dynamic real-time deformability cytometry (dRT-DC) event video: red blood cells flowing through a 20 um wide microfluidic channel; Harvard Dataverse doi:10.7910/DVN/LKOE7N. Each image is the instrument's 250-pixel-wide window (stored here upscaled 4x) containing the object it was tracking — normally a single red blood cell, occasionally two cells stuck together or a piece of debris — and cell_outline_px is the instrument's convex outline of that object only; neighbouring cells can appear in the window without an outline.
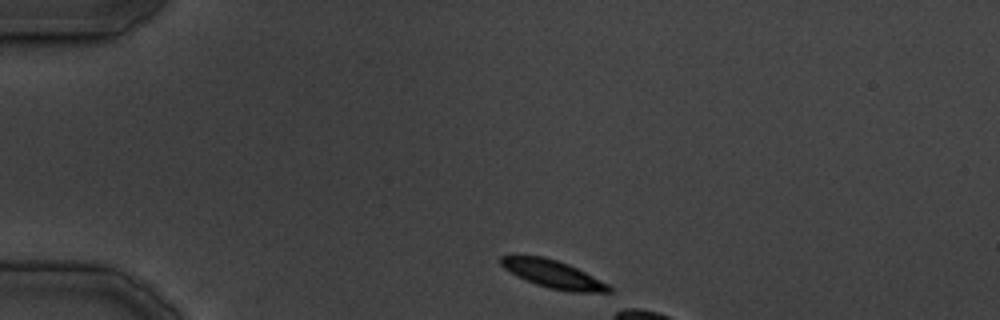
{"species": "common noctule bat (a hibernating species)", "species_latin": "Nyctalus noctula", "temperature_condition": "cold", "stored_images_in_passage": 5, "camera_frame_rate_fps": 3000, "um_per_image_px": 0.085, "animal": {"sex": "male", "body_mass_g": 19.5, "forearm_length_mm": 54.6}, "frame": {"image": 1, "passage_image": 1, "time_ms": 0.0, "image_size_px": [1000, 320], "cell_outline_px": [[612, 292], [572, 292], [548, 288], [536, 284], [504, 268], [500, 264], [500, 256], [544, 256], [568, 264], [608, 284], [612, 288]], "centroid_in_image_um": [47.04, 23.31], "position_along_channel_um": 38.0, "area_um2": 17.05}}